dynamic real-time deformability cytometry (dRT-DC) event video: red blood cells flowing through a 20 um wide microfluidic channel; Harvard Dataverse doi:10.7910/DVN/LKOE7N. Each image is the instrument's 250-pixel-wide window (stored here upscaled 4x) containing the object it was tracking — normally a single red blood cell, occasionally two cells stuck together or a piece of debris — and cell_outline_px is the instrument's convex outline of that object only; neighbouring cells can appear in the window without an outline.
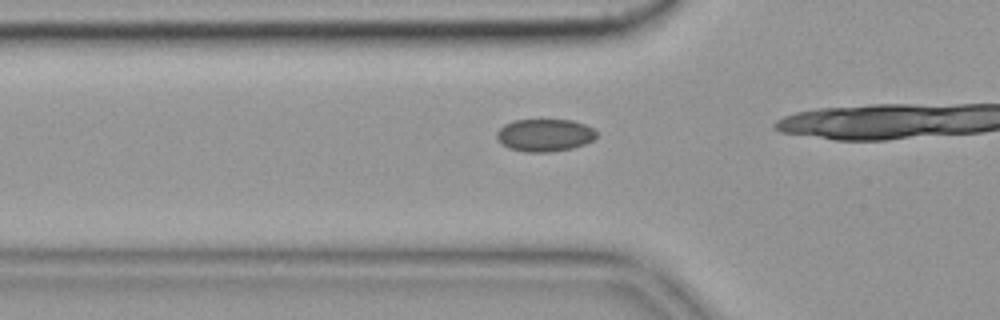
{"species": "common noctule bat (a hibernating species)", "species_latin": "Nyctalus noctula", "temperature_condition": "cold", "stored_images_in_passage": 19, "camera_frame_rate_fps": 3000, "um_per_image_px": 0.085, "animal": {"sex": "female", "body_mass_g": 19.9}, "frame": {"image": 1, "passage_image": 14, "time_ms": 4.333, "image_size_px": [1000, 320], "cell_outline_px": [[596, 136], [592, 140], [584, 144], [572, 148], [552, 152], [524, 152], [508, 148], [496, 140], [496, 132], [504, 124], [512, 120], [572, 120], [584, 124], [592, 128], [596, 132]], "centroid_in_image_um": [46.25, 11.49], "position_along_channel_um": 79.6, "area_um2": 19.02}}